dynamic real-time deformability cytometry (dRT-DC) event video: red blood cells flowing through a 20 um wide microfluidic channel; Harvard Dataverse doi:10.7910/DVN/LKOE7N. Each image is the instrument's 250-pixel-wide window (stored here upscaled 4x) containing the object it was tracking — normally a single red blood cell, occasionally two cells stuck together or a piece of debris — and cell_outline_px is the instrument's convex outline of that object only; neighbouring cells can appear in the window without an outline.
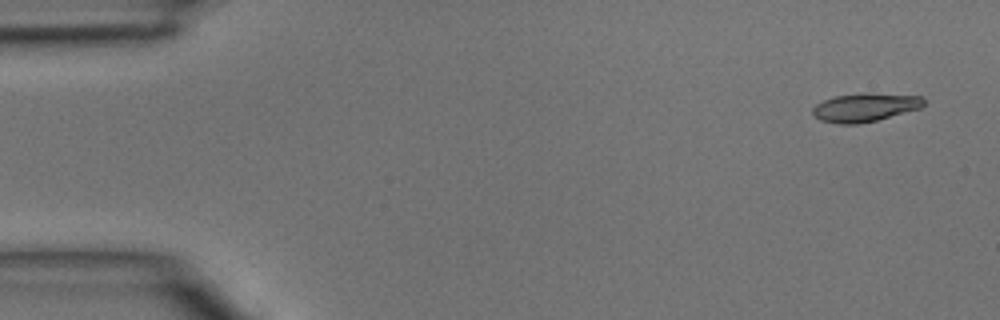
{"species": "common noctule bat (a hibernating species)", "species_latin": "Nyctalus noctula", "temperature_condition": "room temperature", "stored_images_in_passage": 4, "camera_frame_rate_fps": 3000, "um_per_image_px": 0.085, "animal": {"sex": "male", "body_mass_g": 15.6}, "frame": {"image": 1, "passage_image": 1, "time_ms": 0.0, "image_size_px": [1000, 320], "cell_outline_px": [[924, 104], [920, 108], [876, 120], [856, 124], [840, 124], [820, 120], [812, 112], [812, 108], [816, 104], [824, 100], [836, 96], [864, 92], [868, 92], [924, 96]], "centroid_in_image_um": [73.54, 9.11], "position_along_channel_um": 11.5, "area_um2": 18.44}}